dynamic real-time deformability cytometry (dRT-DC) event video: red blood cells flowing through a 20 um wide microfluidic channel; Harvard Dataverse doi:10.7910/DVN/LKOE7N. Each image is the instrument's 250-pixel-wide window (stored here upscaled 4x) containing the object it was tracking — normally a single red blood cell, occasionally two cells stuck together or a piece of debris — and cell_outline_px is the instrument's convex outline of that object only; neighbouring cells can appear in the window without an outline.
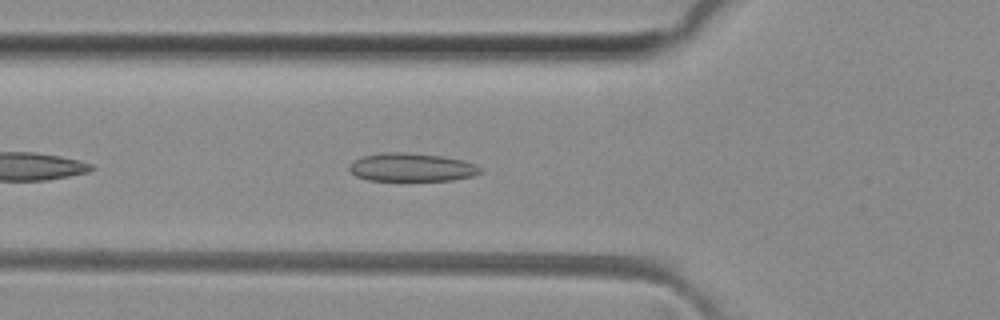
{"species": "common noctule bat (a hibernating species)", "species_latin": "Nyctalus noctula", "temperature_condition": "room temperature", "stored_images_in_passage": 32, "camera_frame_rate_fps": 3000, "um_per_image_px": 0.085, "animal": {"sex": "female", "body_mass_g": 29.2, "forearm_length_mm": 56.3}, "frame": {"image": 1, "passage_image": 5, "time_ms": 1.333, "image_size_px": [1000, 320], "cell_outline_px": [[484, 172], [472, 176], [452, 180], [368, 180], [356, 176], [348, 168], [356, 160], [364, 156], [384, 152], [404, 152], [440, 156], [464, 160], [476, 164], [484, 168]], "centroid_in_image_um": [35.07, 14.22], "position_along_channel_um": 90.7, "area_um2": 21.5}}
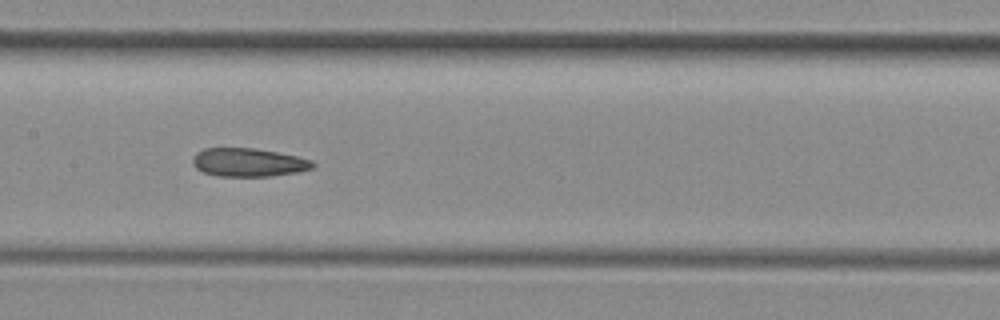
{"frame": {"image": 2, "passage_image": 12, "time_ms": 3.667, "image_size_px": [1000, 320], "cell_outline_px": [[316, 164], [312, 168], [300, 172], [272, 176], [216, 176], [204, 172], [196, 168], [192, 164], [192, 156], [196, 152], [204, 148], [256, 148], [296, 156], [312, 160]], "centroid_in_image_um": [21.11, 13.8], "position_along_channel_um": 186.3, "area_um2": 20.06}}
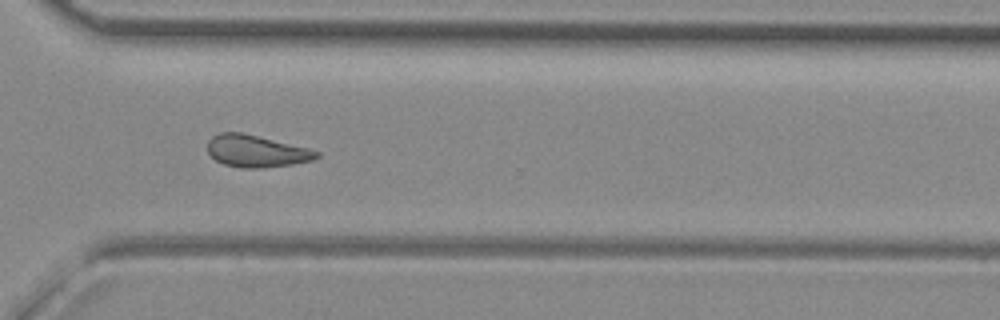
{"frame": {"image": 3, "passage_image": 24, "time_ms": 7.667, "image_size_px": [1000, 320], "cell_outline_px": [[320, 156], [312, 160], [292, 164], [264, 168], [240, 168], [224, 164], [216, 160], [208, 152], [208, 140], [212, 136], [220, 132], [244, 132], [308, 148], [320, 152]], "centroid_in_image_um": [21.78, 12.84], "position_along_channel_um": 348.8, "area_um2": 20.46}, "authors_computed_cell_mechanics": {"area_um2": 20.4323, "velocity_mm_per_s": 4.0669, "shape_relaxation_time_tau1_ms": null, "shape_relaxation_time_tau2_ms": 3.0743, "deformation_change_tau1": null, "deformation_change_tau2": 0.1056}}